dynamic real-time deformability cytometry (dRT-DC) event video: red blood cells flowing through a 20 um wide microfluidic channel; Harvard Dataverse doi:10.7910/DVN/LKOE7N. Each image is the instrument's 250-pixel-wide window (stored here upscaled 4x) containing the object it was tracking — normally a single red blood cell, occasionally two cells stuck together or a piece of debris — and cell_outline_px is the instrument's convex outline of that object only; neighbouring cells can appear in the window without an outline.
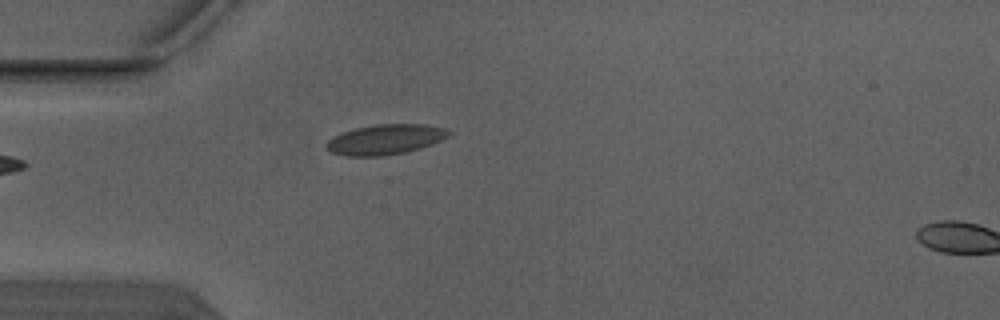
{"species": "Egyptian fruit bat (a non-hibernating species)", "species_latin": "Rousettus aegyptiacus", "temperature_condition": "warm", "stored_images_in_passage": 4, "segment_of_instrument_passage": [1, 2], "camera_frame_rate_fps": 3000, "um_per_image_px": 0.085, "animal": {"sex": "male"}, "frame": {"image": 1, "passage_image": 3, "time_ms": 0.667, "image_size_px": [1000, 320], "cell_outline_px": [[452, 132], [448, 136], [432, 144], [420, 148], [404, 152], [384, 156], [344, 156], [332, 152], [324, 144], [332, 136], [356, 128], [376, 124], [424, 124], [444, 128]], "centroid_in_image_um": [32.74, 11.85], "position_along_channel_um": 52.3, "area_um2": 21.39}}